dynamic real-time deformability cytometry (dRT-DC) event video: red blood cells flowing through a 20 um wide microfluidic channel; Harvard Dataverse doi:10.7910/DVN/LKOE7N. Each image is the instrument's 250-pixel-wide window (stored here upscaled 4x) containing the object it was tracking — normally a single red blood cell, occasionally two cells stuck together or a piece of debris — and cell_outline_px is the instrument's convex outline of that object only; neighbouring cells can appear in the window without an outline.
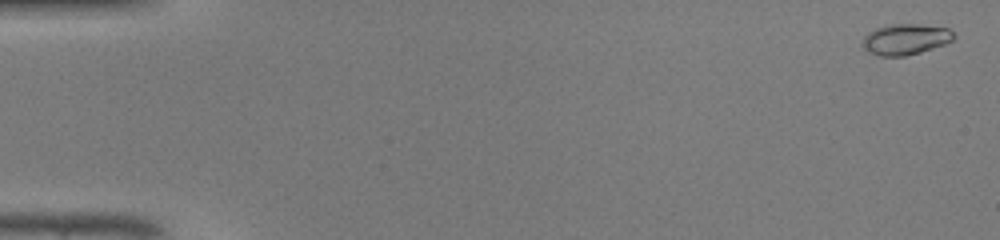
{"species": "common noctule bat (a hibernating species)", "species_latin": "Nyctalus noctula", "temperature_condition": "warm", "stored_images_in_passage": 49, "camera_frame_rate_fps": 3000, "um_per_image_px": 0.085, "animal": {"sex": "male", "body_mass_g": 19.0, "forearm_length_mm": 50.8}, "frame": {"image": 1, "passage_image": 2, "time_ms": 0.333, "image_size_px": [1000, 240], "cell_outline_px": [[956, 36], [952, 40], [944, 44], [920, 52], [904, 56], [880, 56], [868, 52], [860, 44], [864, 36], [868, 32], [876, 28], [892, 24], [920, 24], [948, 28]], "centroid_in_image_um": [76.93, 3.34], "position_along_channel_um": 8.1, "area_um2": 16.42}}
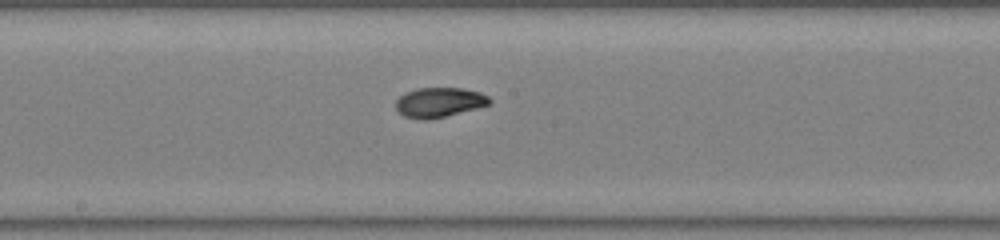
{"frame": {"image": 2, "passage_image": 27, "time_ms": 8.667, "image_size_px": [1000, 240], "cell_outline_px": [[492, 100], [488, 104], [476, 108], [428, 120], [424, 120], [404, 116], [396, 108], [396, 100], [404, 92], [416, 88], [464, 88], [480, 92], [488, 96]], "centroid_in_image_um": [37.31, 8.68], "position_along_channel_um": 210.9, "area_um2": 16.13}}
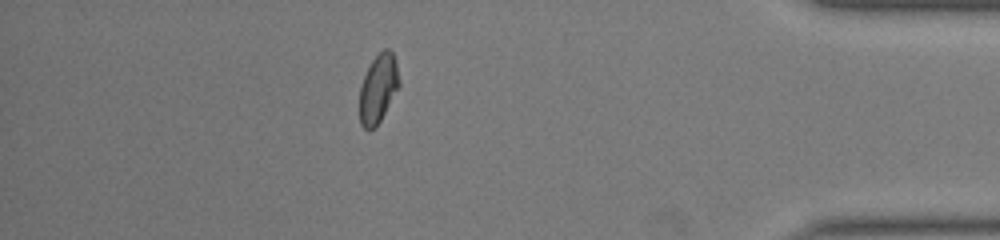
{"frame": {"image": 3, "passage_image": 43, "time_ms": 14.0, "image_size_px": [1000, 240], "cell_outline_px": [[400, 84], [380, 120], [368, 132], [360, 124], [360, 88], [364, 76], [372, 60], [384, 48], [388, 48], [392, 52], [396, 60], [400, 80]], "centroid_in_image_um": [32.15, 7.5], "position_along_channel_um": 403.0, "area_um2": 15.61}, "authors_computed_cell_mechanics": {"area_um2": 15.895, "velocity_mm_per_s": 4.313, "shape_relaxation_time_tau1_ms": 4.1457, "shape_relaxation_time_tau2_ms": 1.2139, "deformation_change_tau1": 0.1825, "deformation_change_tau2": 0.043}}